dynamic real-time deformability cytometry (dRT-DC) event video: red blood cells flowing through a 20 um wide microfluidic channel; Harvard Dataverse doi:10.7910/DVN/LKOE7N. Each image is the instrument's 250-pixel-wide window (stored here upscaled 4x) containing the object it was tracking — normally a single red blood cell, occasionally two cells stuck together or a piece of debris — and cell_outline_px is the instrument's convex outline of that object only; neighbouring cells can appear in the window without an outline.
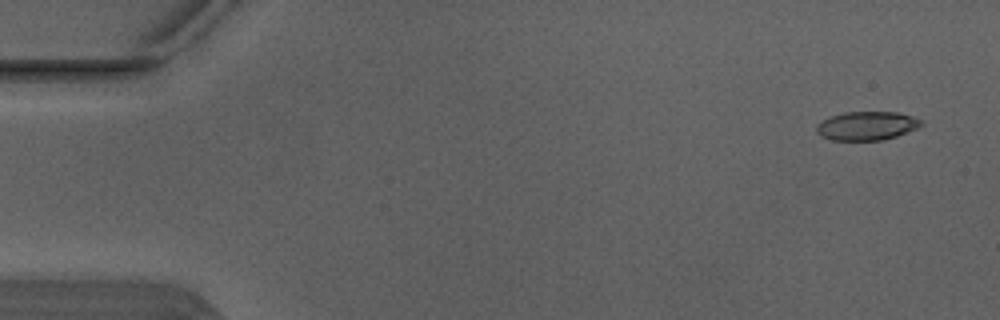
{"species": "Egyptian fruit bat (a non-hibernating species)", "species_latin": "Rousettus aegyptiacus", "temperature_condition": "warm", "stored_images_in_passage": 4, "camera_frame_rate_fps": 3000, "um_per_image_px": 0.085, "animal": {"sex": "male"}, "frame": {"image": 1, "passage_image": 1, "time_ms": 0.0, "image_size_px": [1000, 320], "cell_outline_px": [[924, 124], [916, 128], [896, 136], [880, 140], [832, 140], [820, 136], [816, 132], [816, 124], [832, 116], [844, 112], [900, 112], [912, 116], [920, 120]], "centroid_in_image_um": [73.66, 10.69], "position_along_channel_um": 11.3, "area_um2": 17.4}}